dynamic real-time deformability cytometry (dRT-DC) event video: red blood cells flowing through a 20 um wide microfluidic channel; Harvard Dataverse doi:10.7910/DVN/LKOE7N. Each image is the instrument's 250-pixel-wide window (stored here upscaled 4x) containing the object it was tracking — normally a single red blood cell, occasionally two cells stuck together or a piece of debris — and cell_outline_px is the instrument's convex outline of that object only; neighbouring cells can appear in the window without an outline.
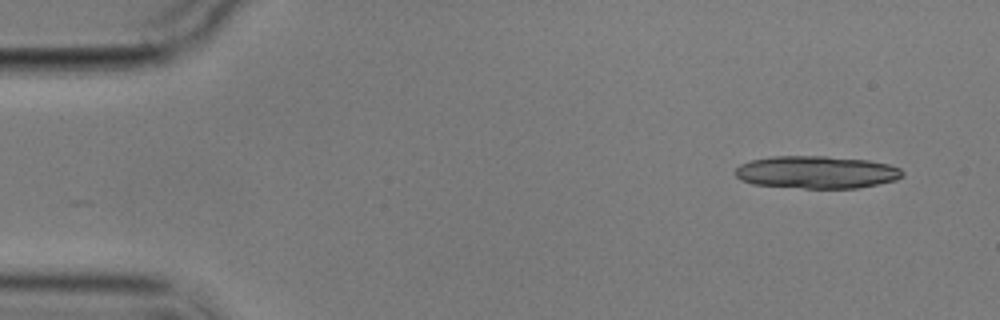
{"species": "common noctule bat (a hibernating species)", "species_latin": "Nyctalus noctula", "temperature_condition": "cold", "stored_images_in_passage": 3, "camera_frame_rate_fps": 3000, "um_per_image_px": 0.085, "animal": {"sex": "male", "body_mass_g": 17.9}, "frame": {"image": 1, "passage_image": 3, "time_ms": 2.333, "image_size_px": [1000, 320], "cell_outline_px": [[904, 176], [896, 180], [856, 188], [804, 188], [752, 184], [740, 180], [736, 176], [736, 168], [740, 164], [752, 160], [772, 156], [824, 156], [868, 160], [888, 164], [900, 168], [904, 172]], "centroid_in_image_um": [69.41, 14.63], "position_along_channel_um": 15.6, "area_um2": 31.67}}